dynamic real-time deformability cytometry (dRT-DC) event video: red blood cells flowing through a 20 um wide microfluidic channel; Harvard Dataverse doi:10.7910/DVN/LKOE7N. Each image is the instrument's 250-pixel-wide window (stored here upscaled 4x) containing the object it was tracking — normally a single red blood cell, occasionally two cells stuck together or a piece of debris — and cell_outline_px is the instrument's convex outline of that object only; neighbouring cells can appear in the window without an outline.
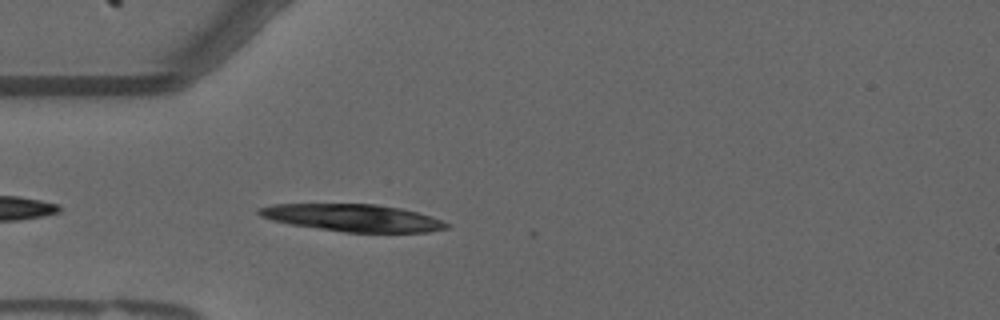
{"species": "common noctule bat (a hibernating species)", "species_latin": "Nyctalus noctula", "temperature_condition": "warm", "stored_images_in_passage": 35, "camera_frame_rate_fps": 3000, "um_per_image_px": 0.085, "animal": {"sex": "male", "forearm_length_mm": 52.5}, "frame": {"image": 1, "passage_image": 3, "time_ms": 0.667, "image_size_px": [1000, 320], "cell_outline_px": [[452, 224], [448, 228], [428, 232], [344, 232], [292, 224], [272, 220], [260, 216], [256, 212], [260, 208], [272, 204], [376, 204], [400, 208], [432, 216]], "centroid_in_image_um": [30.04, 18.51], "position_along_channel_um": 55.0, "area_um2": 29.65}}